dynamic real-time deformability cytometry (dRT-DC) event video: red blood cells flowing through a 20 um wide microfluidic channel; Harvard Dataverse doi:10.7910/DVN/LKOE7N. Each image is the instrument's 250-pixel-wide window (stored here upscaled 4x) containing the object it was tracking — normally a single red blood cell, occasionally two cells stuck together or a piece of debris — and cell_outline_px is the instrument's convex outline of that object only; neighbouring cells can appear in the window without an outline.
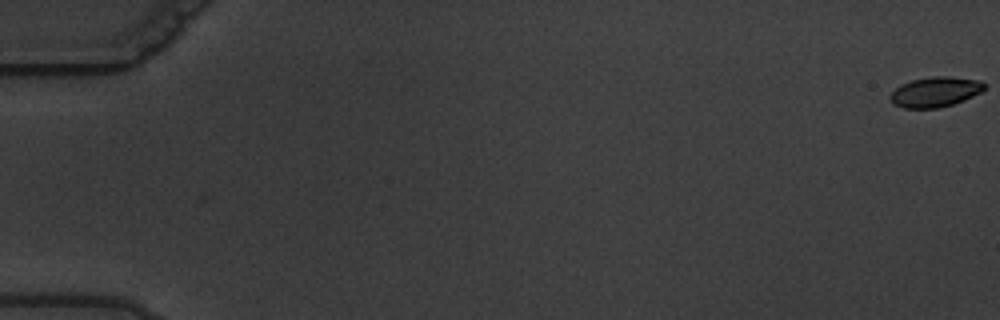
{"species": "common noctule bat (a hibernating species)", "species_latin": "Nyctalus noctula", "temperature_condition": "warm", "stored_images_in_passage": 8, "camera_frame_rate_fps": 3000, "um_per_image_px": 0.085, "animal": {"sex": "male", "body_mass_g": 19.5, "forearm_length_mm": 54.6}, "frame": {"image": 1, "passage_image": 1, "time_ms": 0.0, "image_size_px": [1000, 320], "cell_outline_px": [[984, 88], [980, 92], [964, 100], [952, 104], [936, 108], [904, 108], [892, 104], [888, 96], [900, 84], [912, 80], [932, 76], [948, 76], [980, 80], [984, 84]], "centroid_in_image_um": [79.45, 7.81], "position_along_channel_um": 5.6, "area_um2": 16.47}}